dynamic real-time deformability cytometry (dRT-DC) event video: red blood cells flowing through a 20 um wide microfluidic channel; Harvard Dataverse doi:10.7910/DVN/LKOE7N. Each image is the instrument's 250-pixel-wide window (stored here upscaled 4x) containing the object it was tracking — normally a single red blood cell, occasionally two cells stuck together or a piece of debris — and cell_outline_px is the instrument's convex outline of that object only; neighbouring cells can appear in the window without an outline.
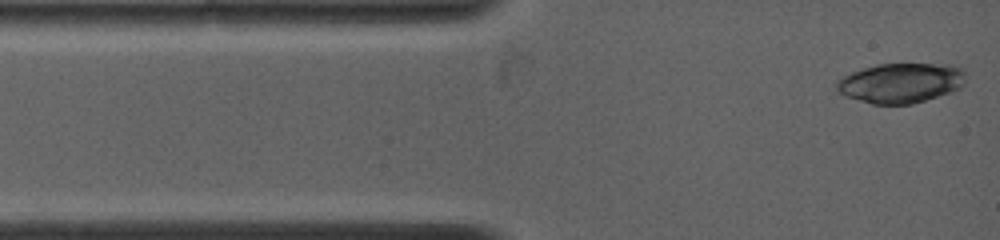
{"species": "common noctule bat (a hibernating species)", "species_latin": "Nyctalus noctula", "temperature_condition": "warm", "stored_images_in_passage": 17, "camera_frame_rate_fps": 4500, "um_per_image_px": 0.085, "animal": {"sex": "female", "body_mass_g": 19.0, "forearm_length_mm": 53.3}, "frame": {"image": 1, "passage_image": 1, "time_ms": 0.0, "image_size_px": [1000, 240], "cell_outline_px": [[964, 84], [960, 88], [912, 104], [872, 104], [844, 96], [836, 92], [836, 80], [852, 72], [876, 64], [948, 64], [964, 68]], "centroid_in_image_um": [76.53, 7.04], "position_along_channel_um": 8.5, "area_um2": 30.0}}
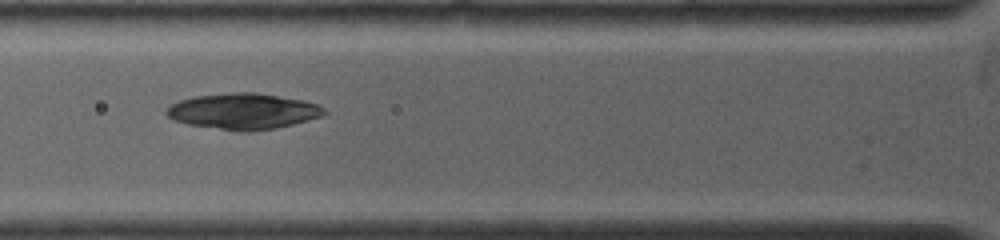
{"frame": {"image": 2, "passage_image": 15, "time_ms": 3.556, "image_size_px": [1000, 240], "cell_outline_px": [[328, 112], [320, 116], [292, 124], [272, 128], [248, 132], [244, 132], [188, 124], [176, 120], [168, 116], [164, 112], [172, 104], [180, 100], [192, 96], [232, 92], [256, 92], [304, 100], [316, 104], [324, 108]], "centroid_in_image_um": [20.66, 9.44], "position_along_channel_um": 105.1, "area_um2": 32.71}}
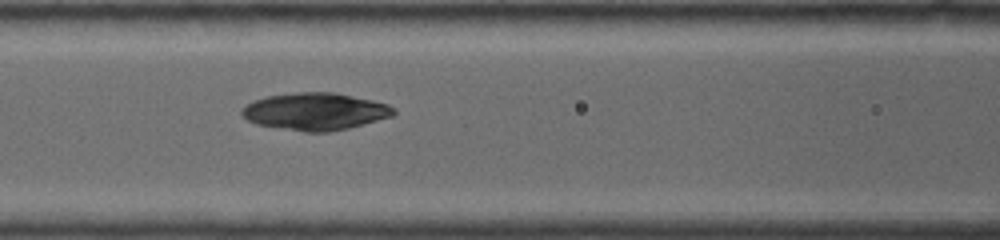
{"frame": {"image": 3, "passage_image": 17, "time_ms": 4.444, "image_size_px": [1000, 240], "cell_outline_px": [[396, 112], [392, 116], [348, 128], [328, 132], [308, 132], [256, 124], [248, 120], [240, 112], [252, 100], [264, 96], [296, 92], [332, 92], [372, 100], [388, 104]], "centroid_in_image_um": [26.77, 9.46], "position_along_channel_um": 139.8, "area_um2": 32.66}}